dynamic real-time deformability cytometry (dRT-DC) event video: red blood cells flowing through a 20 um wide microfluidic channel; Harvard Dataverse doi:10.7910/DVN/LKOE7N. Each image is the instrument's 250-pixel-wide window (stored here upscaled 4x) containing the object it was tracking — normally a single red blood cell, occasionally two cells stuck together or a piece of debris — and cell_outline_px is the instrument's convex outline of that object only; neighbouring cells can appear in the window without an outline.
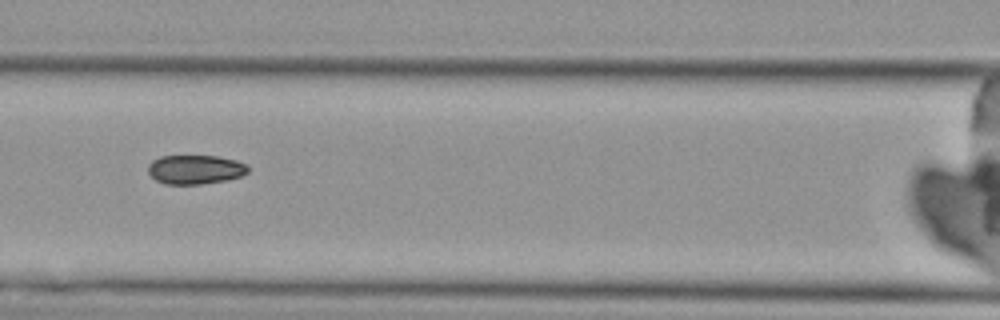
{"species": "Egyptian fruit bat (a non-hibernating species)", "species_latin": "Rousettus aegyptiacus", "temperature_condition": "cold", "stored_images_in_passage": 8, "camera_frame_rate_fps": 3000, "um_per_image_px": 0.085, "animal": {"sex": "female"}, "frame": {"image": 1, "passage_image": 6, "time_ms": 5.667, "image_size_px": [1000, 320], "cell_outline_px": [[248, 172], [240, 176], [224, 180], [200, 184], [164, 184], [156, 180], [148, 172], [148, 164], [152, 160], [160, 156], [216, 156], [236, 160], [248, 164]], "centroid_in_image_um": [16.58, 14.4], "position_along_channel_um": 150.0, "area_um2": 16.94}}
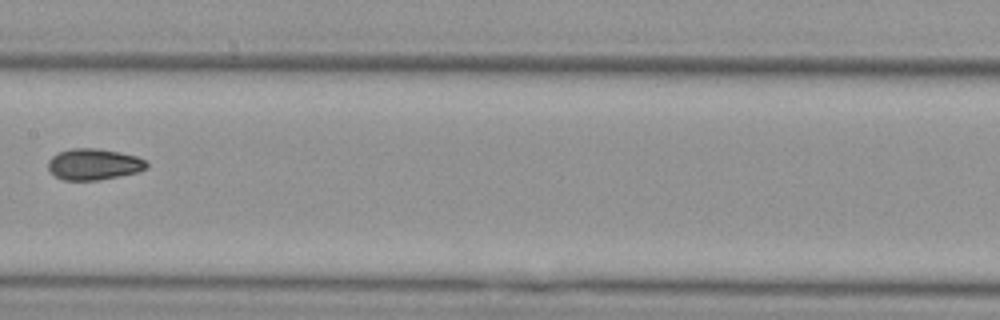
{"frame": {"image": 2, "passage_image": 7, "time_ms": 7.0, "image_size_px": [1000, 320], "cell_outline_px": [[148, 168], [136, 172], [96, 180], [64, 180], [56, 176], [48, 168], [48, 160], [52, 156], [60, 152], [72, 148], [96, 148], [120, 152], [136, 156], [144, 160], [148, 164]], "centroid_in_image_um": [7.96, 13.95], "position_along_channel_um": 199.4, "area_um2": 17.69}}
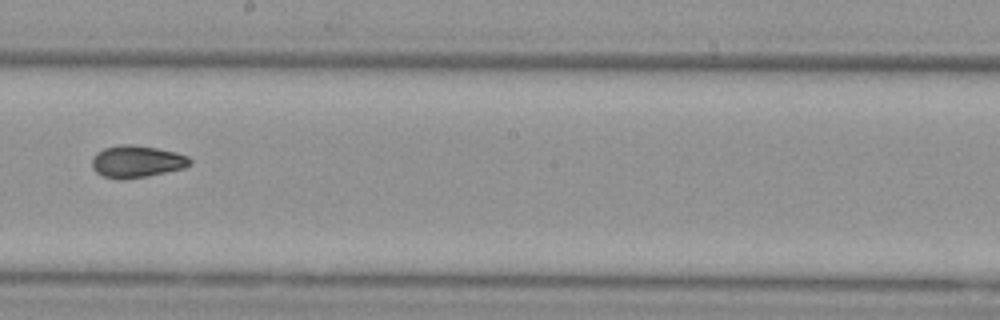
{"frame": {"image": 3, "passage_image": 8, "time_ms": 8.0, "image_size_px": [1000, 320], "cell_outline_px": [[192, 164], [184, 168], [144, 176], [120, 180], [104, 176], [96, 172], [92, 168], [92, 156], [96, 152], [104, 148], [120, 144], [132, 144], [156, 148], [176, 152], [188, 156], [192, 160]], "centroid_in_image_um": [11.61, 13.71], "position_along_channel_um": 236.6, "area_um2": 18.32}}